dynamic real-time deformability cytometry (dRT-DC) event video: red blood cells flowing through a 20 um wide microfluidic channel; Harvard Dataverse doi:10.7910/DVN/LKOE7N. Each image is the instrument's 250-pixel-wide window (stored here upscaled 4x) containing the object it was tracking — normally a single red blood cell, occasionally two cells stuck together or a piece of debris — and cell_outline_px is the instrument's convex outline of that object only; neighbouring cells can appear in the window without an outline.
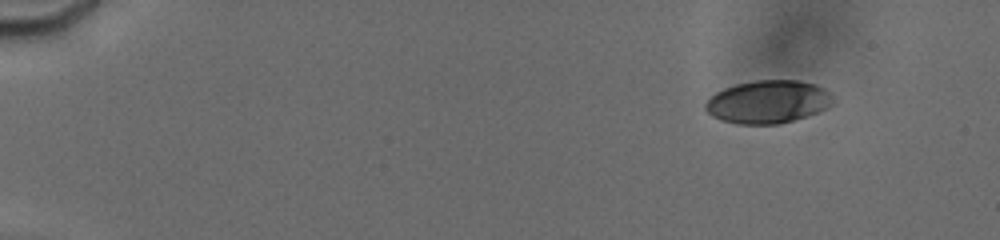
{"species": "human", "species_latin": "Homo sapiens", "temperature_condition": "cold", "stored_images_in_passage": 62, "camera_frame_rate_fps": 3000, "um_per_image_px": 0.085, "donor": {"sex": "male"}, "frame": {"image": 1, "passage_image": 7, "time_ms": 2.0, "image_size_px": [1000, 240], "cell_outline_px": [[828, 104], [824, 108], [816, 112], [780, 124], [740, 124], [720, 120], [712, 116], [704, 108], [704, 104], [716, 92], [724, 88], [736, 84], [756, 80], [796, 80], [812, 84], [828, 92]], "centroid_in_image_um": [65.15, 8.66], "position_along_channel_um": 19.8, "area_um2": 31.1}}
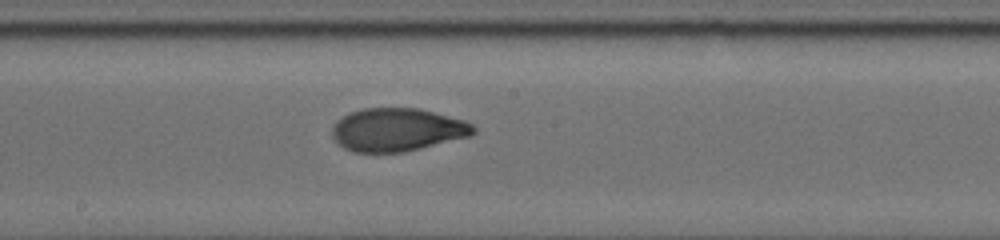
{"frame": {"image": 2, "passage_image": 43, "time_ms": 10.667, "image_size_px": [1000, 240], "cell_outline_px": [[476, 132], [468, 136], [404, 152], [356, 152], [344, 148], [332, 136], [332, 128], [336, 120], [348, 112], [364, 108], [420, 108], [464, 120], [472, 124], [476, 128]], "centroid_in_image_um": [33.74, 11.01], "position_along_channel_um": 214.5, "area_um2": 35.37}}
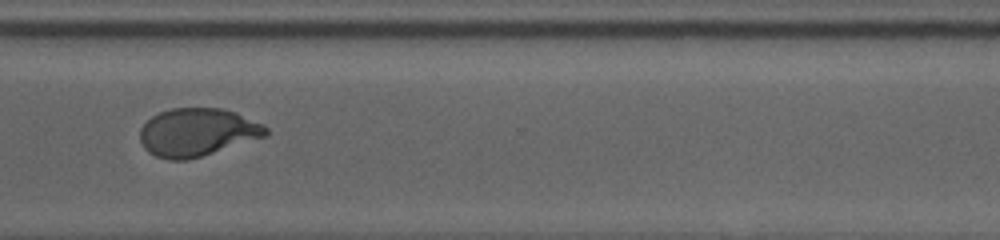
{"frame": {"image": 3, "passage_image": 61, "time_ms": 14.333, "image_size_px": [1000, 240], "cell_outline_px": [[268, 136], [188, 160], [168, 160], [156, 156], [148, 152], [144, 148], [140, 140], [140, 128], [152, 116], [160, 112], [172, 108], [220, 108], [236, 112], [264, 124], [268, 128]], "centroid_in_image_um": [16.79, 11.24], "position_along_channel_um": 353.8, "area_um2": 35.37}}